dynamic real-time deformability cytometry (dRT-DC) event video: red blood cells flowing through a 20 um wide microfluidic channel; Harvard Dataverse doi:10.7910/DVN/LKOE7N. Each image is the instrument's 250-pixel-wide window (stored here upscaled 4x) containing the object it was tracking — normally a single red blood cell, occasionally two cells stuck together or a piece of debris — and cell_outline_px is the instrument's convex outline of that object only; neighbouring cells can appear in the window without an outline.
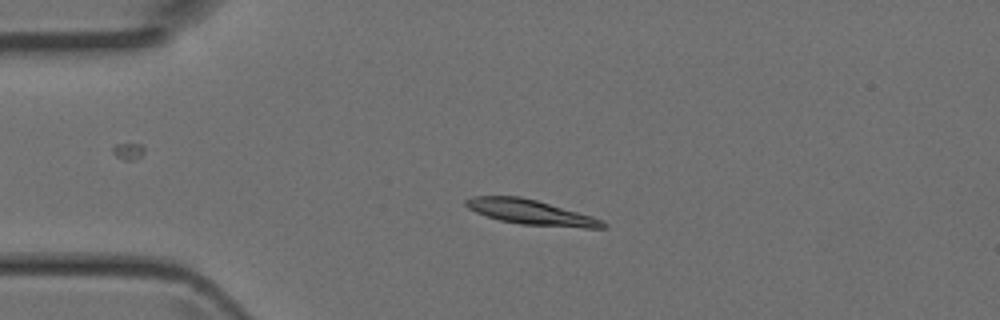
{"species": "Egyptian fruit bat (a non-hibernating species)", "species_latin": "Rousettus aegyptiacus", "temperature_condition": "room temperature", "stored_images_in_passage": 4, "camera_frame_rate_fps": 3000, "um_per_image_px": 0.085, "animal": {"sex": "female"}, "frame": {"image": 1, "passage_image": 2, "time_ms": 0.333, "image_size_px": [1000, 320], "cell_outline_px": [[608, 228], [584, 228], [520, 224], [500, 220], [476, 212], [468, 208], [464, 204], [464, 200], [472, 196], [520, 196], [536, 200], [592, 216], [604, 220], [608, 224]], "centroid_in_image_um": [45.15, 18.04], "position_along_channel_um": 39.8, "area_um2": 19.88}}
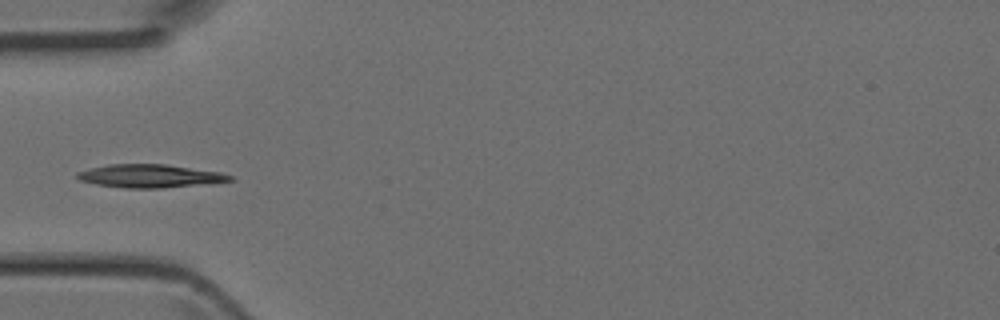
{"frame": {"image": 2, "passage_image": 3, "time_ms": 0.667, "image_size_px": [1000, 320], "cell_outline_px": [[236, 180], [212, 184], [160, 188], [124, 188], [96, 184], [80, 180], [76, 176], [76, 172], [108, 164], [164, 164], [220, 172], [232, 176]], "centroid_in_image_um": [12.8, 14.97], "position_along_channel_um": 72.2, "area_um2": 20.75}}
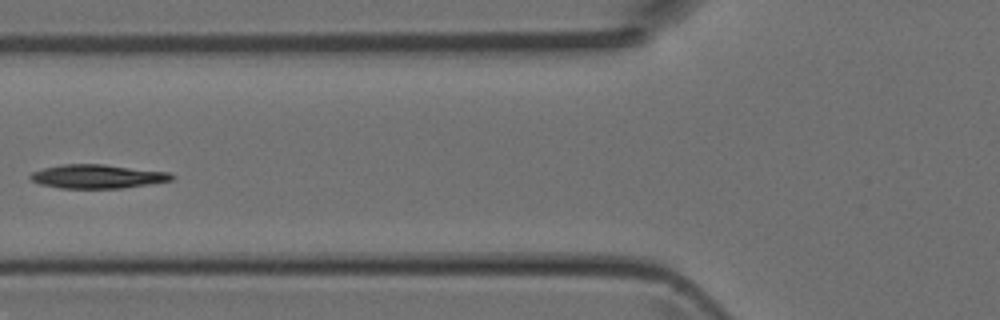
{"frame": {"image": 3, "passage_image": 4, "time_ms": 1.0, "image_size_px": [1000, 320], "cell_outline_px": [[176, 176], [172, 180], [124, 188], [60, 188], [40, 184], [32, 180], [28, 176], [32, 172], [44, 168], [64, 164], [104, 164], [168, 172]], "centroid_in_image_um": [8.28, 14.99], "position_along_channel_um": 117.5, "area_um2": 19.54}}